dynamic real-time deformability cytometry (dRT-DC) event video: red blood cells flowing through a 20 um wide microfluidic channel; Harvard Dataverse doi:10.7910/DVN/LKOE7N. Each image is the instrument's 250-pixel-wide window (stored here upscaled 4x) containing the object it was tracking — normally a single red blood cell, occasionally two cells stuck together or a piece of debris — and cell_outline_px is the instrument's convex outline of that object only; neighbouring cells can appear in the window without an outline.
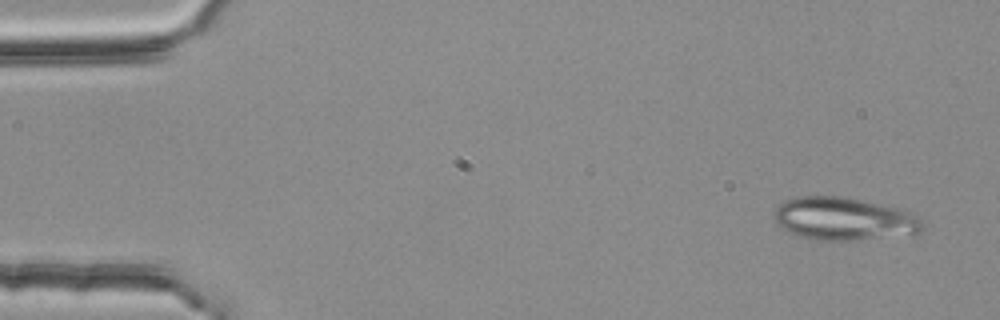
{"species": "common noctule bat (a hibernating species)", "species_latin": "Nyctalus noctula", "temperature_condition": "room temperature", "stored_images_in_passage": 4, "camera_frame_rate_fps": 3000, "um_per_image_px": 0.085, "animal": {"sex": "female", "body_mass_g": 25.1}, "frame": {"image": 1, "passage_image": 1, "time_ms": 0.0, "image_size_px": [1000, 320], "cell_outline_px": [[924, 228], [920, 232], [856, 240], [816, 240], [800, 236], [788, 232], [780, 228], [776, 220], [776, 208], [784, 200], [796, 196], [844, 196], [900, 208], [912, 212], [924, 224]], "centroid_in_image_um": [71.72, 18.58], "position_along_channel_um": 13.3, "area_um2": 36.93}}